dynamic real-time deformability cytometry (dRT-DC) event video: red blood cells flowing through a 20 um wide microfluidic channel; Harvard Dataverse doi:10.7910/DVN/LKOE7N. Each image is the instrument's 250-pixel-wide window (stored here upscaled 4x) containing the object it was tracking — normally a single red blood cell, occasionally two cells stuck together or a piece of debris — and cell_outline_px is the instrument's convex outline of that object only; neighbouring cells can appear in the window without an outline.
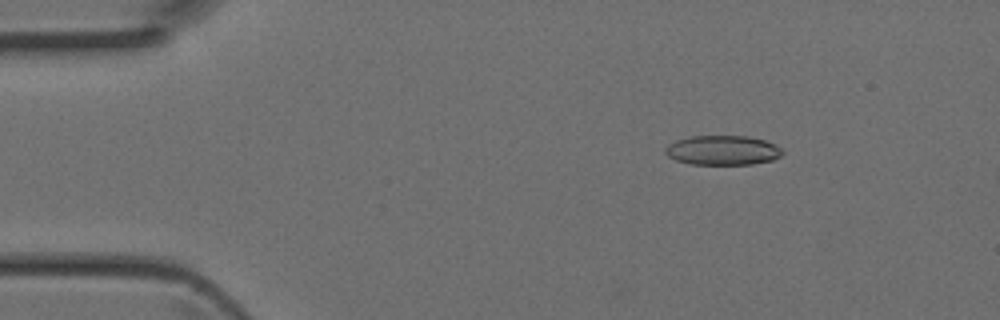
{"species": "Egyptian fruit bat (a non-hibernating species)", "species_latin": "Rousettus aegyptiacus", "temperature_condition": "room temperature", "stored_images_in_passage": 12, "camera_frame_rate_fps": 3000, "um_per_image_px": 0.085, "animal": {"sex": "female"}, "frame": {"image": 1, "passage_image": 7, "time_ms": 2.0, "image_size_px": [1000, 320], "cell_outline_px": [[784, 152], [780, 156], [772, 160], [752, 164], [692, 164], [676, 160], [668, 156], [664, 152], [664, 148], [668, 144], [676, 140], [692, 136], [748, 136], [764, 140], [776, 144]], "centroid_in_image_um": [61.42, 12.77], "position_along_channel_um": 23.6, "area_um2": 20.17}}